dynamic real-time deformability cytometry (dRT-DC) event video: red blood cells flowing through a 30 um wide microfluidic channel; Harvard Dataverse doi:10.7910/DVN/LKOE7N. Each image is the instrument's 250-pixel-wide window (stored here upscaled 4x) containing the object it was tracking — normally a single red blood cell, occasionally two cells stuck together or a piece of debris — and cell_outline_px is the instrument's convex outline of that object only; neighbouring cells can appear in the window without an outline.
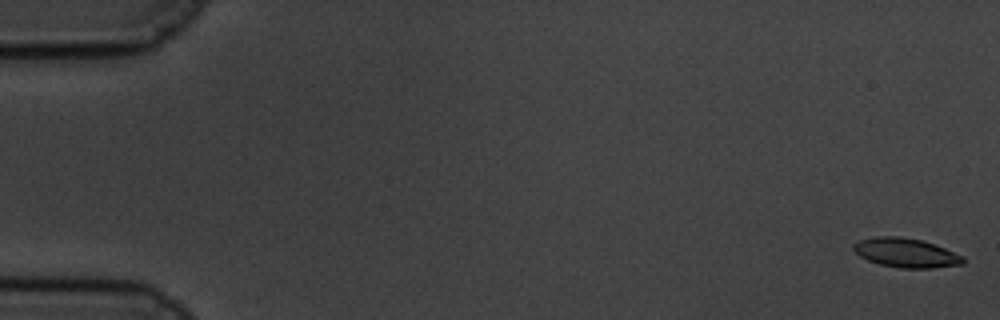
{"species": "common noctule bat (a hibernating species)", "species_latin": "Nyctalus noctula", "temperature_condition": "cold", "stored_images_in_passage": 60, "camera_frame_rate_fps": 3000, "um_per_image_px": 0.085, "animal": {"sex": "male", "body_mass_g": 19.5, "forearm_length_mm": 54.6}, "frame": {"image": 1, "passage_image": 1, "time_ms": 0.0, "image_size_px": [1000, 320], "cell_outline_px": [[964, 264], [932, 268], [900, 268], [880, 264], [868, 260], [860, 256], [852, 248], [852, 244], [860, 240], [872, 236], [900, 236], [920, 240], [944, 248], [964, 256]], "centroid_in_image_um": [76.98, 21.49], "position_along_channel_um": 8.0, "area_um2": 18.61}}
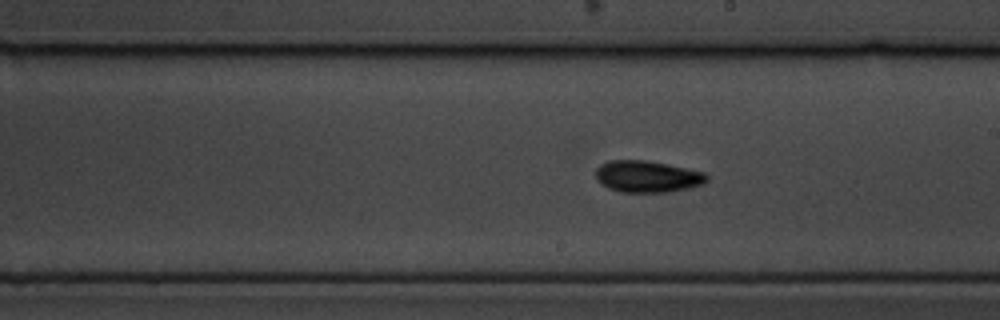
{"frame": {"image": 2, "passage_image": 34, "time_ms": 11.0, "image_size_px": [1000, 320], "cell_outline_px": [[708, 180], [704, 184], [688, 188], [668, 192], [620, 192], [608, 188], [596, 180], [596, 168], [600, 164], [608, 160], [648, 160], [668, 164], [704, 172], [708, 176]], "centroid_in_image_um": [55.01, 15.0], "position_along_channel_um": 234.0, "area_um2": 20.69}}
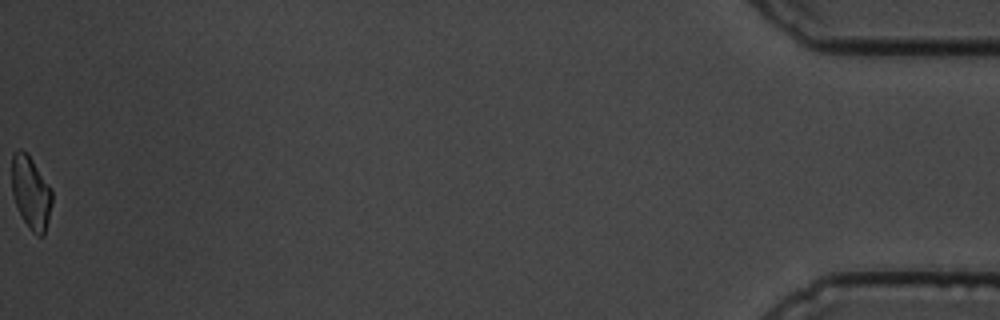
{"frame": {"image": 3, "passage_image": 60, "time_ms": 19.667, "image_size_px": [1000, 320], "cell_outline_px": [[52, 204], [44, 236], [36, 236], [28, 228], [16, 204], [12, 192], [12, 152], [16, 148], [20, 148], [32, 160], [52, 188]], "centroid_in_image_um": [2.63, 16.37], "position_along_channel_um": 432.6, "area_um2": 17.11}, "authors_computed_cell_mechanics": {"area_um2": 18.9295, "velocity_mm_per_s": 3.3912, "shape_relaxation_time_tau1_ms": 3.9416, "shape_relaxation_time_tau2_ms": 3.4494, "deformation_change_tau1": 0.1301, "deformation_change_tau2": 0.0956}}